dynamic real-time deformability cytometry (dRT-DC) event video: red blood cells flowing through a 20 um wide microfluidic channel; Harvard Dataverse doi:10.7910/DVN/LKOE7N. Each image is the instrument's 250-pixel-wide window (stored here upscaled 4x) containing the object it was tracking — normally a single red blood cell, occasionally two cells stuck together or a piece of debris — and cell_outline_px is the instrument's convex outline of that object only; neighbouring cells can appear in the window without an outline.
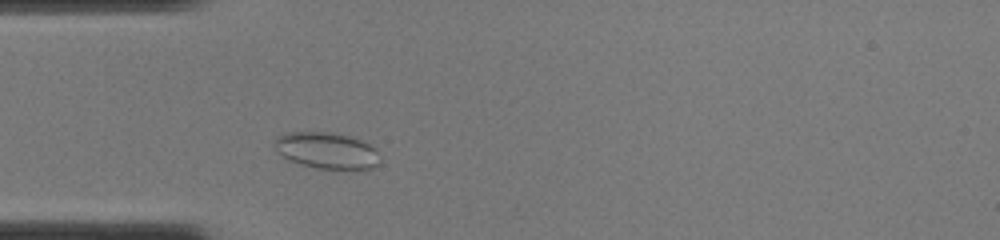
{"species": "common noctule bat (a hibernating species)", "species_latin": "Nyctalus noctula", "temperature_condition": "cold", "stored_images_in_passage": 13, "camera_frame_rate_fps": 3000, "um_per_image_px": 0.085, "animal": {"sex": "female", "body_mass_g": 22.0, "forearm_length_mm": 56.7}, "frame": {"image": 1, "passage_image": 6, "time_ms": 1.667, "image_size_px": [1000, 240], "cell_outline_px": [[380, 160], [372, 168], [316, 168], [300, 164], [288, 160], [276, 148], [276, 136], [288, 132], [328, 132], [348, 136], [360, 140], [376, 148]], "centroid_in_image_um": [27.77, 12.78], "position_along_channel_um": 57.2, "area_um2": 21.85}}
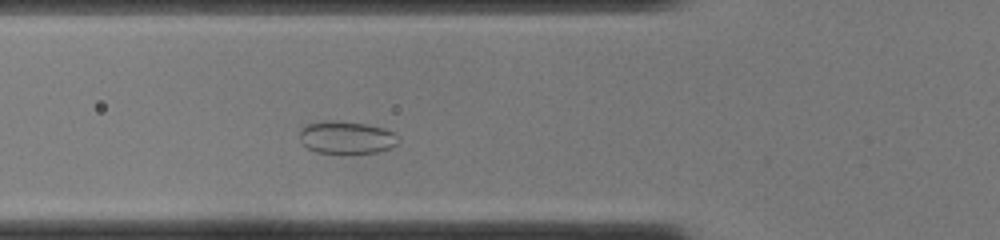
{"frame": {"image": 2, "passage_image": 9, "time_ms": 2.667, "image_size_px": [1000, 240], "cell_outline_px": [[400, 140], [396, 144], [388, 148], [376, 152], [344, 156], [316, 152], [308, 148], [300, 140], [300, 128], [304, 124], [324, 120], [332, 120], [364, 124], [384, 128], [396, 132], [400, 136]], "centroid_in_image_um": [29.44, 11.71], "position_along_channel_um": 96.4, "area_um2": 19.54}}
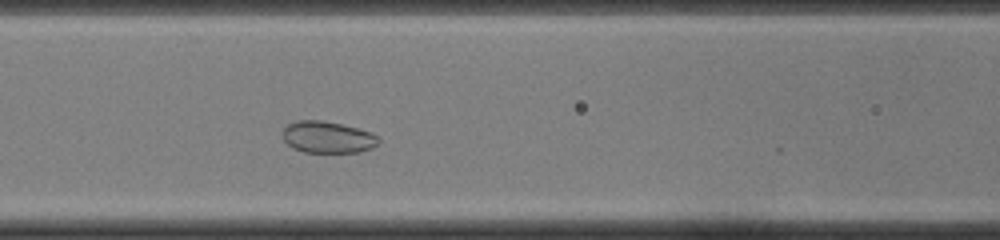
{"frame": {"image": 3, "passage_image": 12, "time_ms": 3.667, "image_size_px": [1000, 240], "cell_outline_px": [[380, 140], [372, 148], [360, 152], [304, 152], [292, 148], [284, 140], [284, 128], [288, 124], [296, 120], [320, 120], [340, 124], [372, 132], [380, 136]], "centroid_in_image_um": [27.87, 11.66], "position_along_channel_um": 138.7, "area_um2": 17.69}}